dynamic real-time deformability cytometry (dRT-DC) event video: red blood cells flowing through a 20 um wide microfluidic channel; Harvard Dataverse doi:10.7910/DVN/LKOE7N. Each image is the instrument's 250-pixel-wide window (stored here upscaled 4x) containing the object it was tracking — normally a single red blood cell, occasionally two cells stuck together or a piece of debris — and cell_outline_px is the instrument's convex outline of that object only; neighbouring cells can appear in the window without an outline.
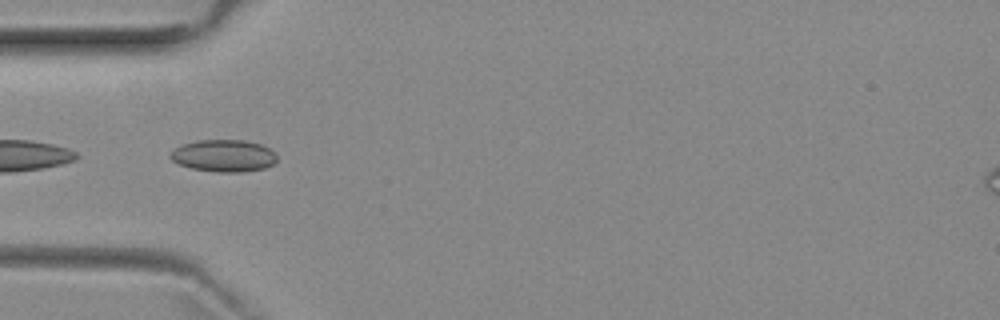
{"species": "common noctule bat (a hibernating species)", "species_latin": "Nyctalus noctula", "temperature_condition": "room temperature", "stored_images_in_passage": 8, "camera_frame_rate_fps": 3000, "um_per_image_px": 0.085, "animal": {"sex": "female", "body_mass_g": 29.2, "forearm_length_mm": 56.3}, "frame": {"image": 1, "passage_image": 5, "time_ms": 4.667, "image_size_px": [1000, 320], "cell_outline_px": [[276, 160], [272, 164], [264, 168], [240, 172], [216, 172], [192, 168], [180, 164], [172, 160], [168, 156], [176, 148], [184, 144], [196, 140], [244, 140], [260, 144], [276, 152]], "centroid_in_image_um": [19.02, 13.23], "position_along_channel_um": 66.0, "area_um2": 19.77}}
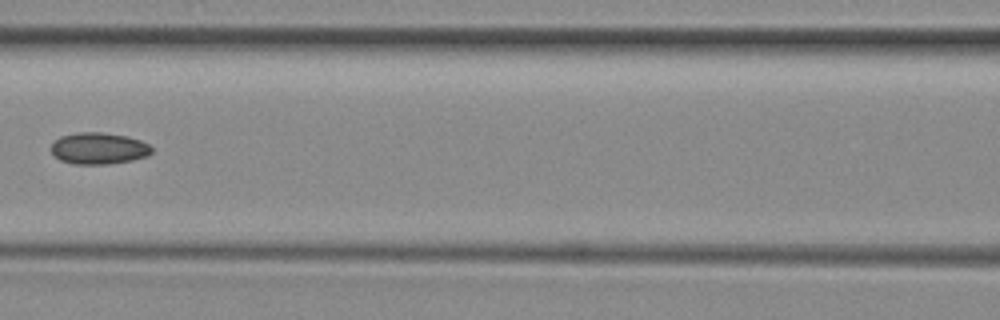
{"frame": {"image": 2, "passage_image": 7, "time_ms": 7.0, "image_size_px": [1000, 320], "cell_outline_px": [[152, 152], [148, 156], [132, 160], [108, 164], [72, 164], [60, 160], [52, 152], [52, 144], [60, 136], [76, 132], [104, 132], [128, 136], [140, 140], [148, 144], [152, 148]], "centroid_in_image_um": [8.41, 12.6], "position_along_channel_um": 158.2, "area_um2": 18.61}}
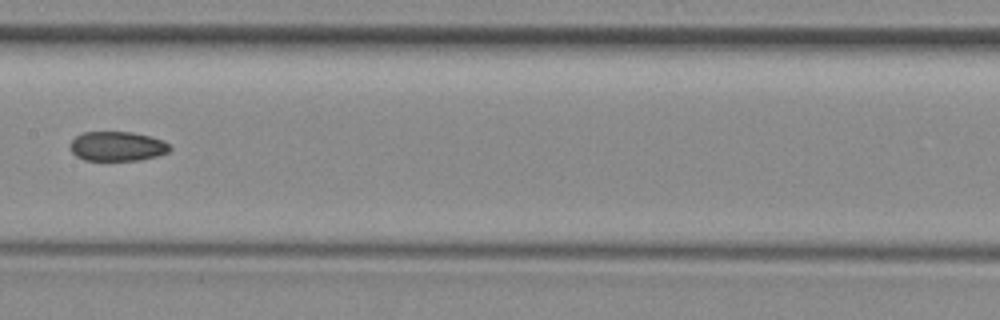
{"frame": {"image": 3, "passage_image": 8, "time_ms": 8.0, "image_size_px": [1000, 320], "cell_outline_px": [[172, 148], [168, 152], [156, 156], [140, 160], [84, 160], [76, 156], [68, 148], [68, 144], [76, 136], [84, 132], [132, 132], [164, 140]], "centroid_in_image_um": [9.94, 12.43], "position_along_channel_um": 197.5, "area_um2": 17.22}}